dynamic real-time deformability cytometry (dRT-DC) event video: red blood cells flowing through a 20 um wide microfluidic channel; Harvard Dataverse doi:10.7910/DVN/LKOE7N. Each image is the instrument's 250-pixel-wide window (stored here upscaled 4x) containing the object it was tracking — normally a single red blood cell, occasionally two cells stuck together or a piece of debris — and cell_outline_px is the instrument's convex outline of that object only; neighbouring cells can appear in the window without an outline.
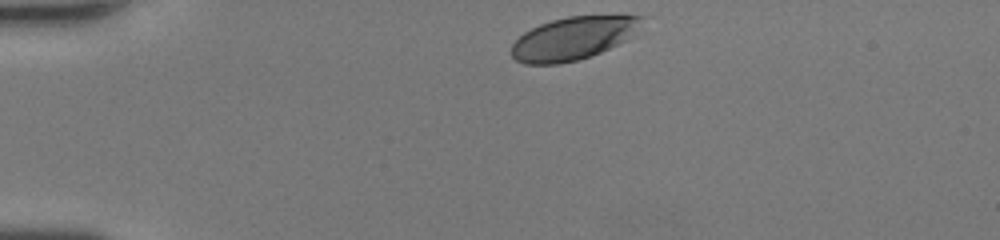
{"species": "human", "species_latin": "Homo sapiens", "temperature_condition": "room temperature", "stored_images_in_passage": 31, "camera_frame_rate_fps": 3000, "um_per_image_px": 0.085, "donor": {"sex": "female"}, "frame": {"image": 1, "passage_image": 1, "time_ms": 0.0, "image_size_px": [1000, 240], "cell_outline_px": [[644, 32], [592, 56], [560, 64], [524, 64], [516, 60], [512, 56], [512, 44], [524, 32], [540, 24], [552, 20], [568, 16], [620, 12], [644, 16]], "centroid_in_image_um": [48.91, 3.19], "position_along_channel_um": 36.1, "area_um2": 34.1}}
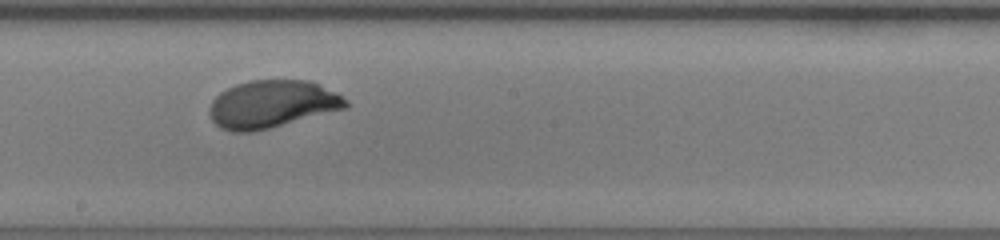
{"frame": {"image": 2, "passage_image": 18, "time_ms": 5.667, "image_size_px": [1000, 240], "cell_outline_px": [[348, 108], [252, 132], [232, 132], [220, 128], [212, 120], [208, 112], [208, 108], [212, 100], [220, 92], [236, 84], [248, 80], [308, 80], [336, 92], [348, 100]], "centroid_in_image_um": [23.1, 8.85], "position_along_channel_um": 225.1, "area_um2": 37.86}}
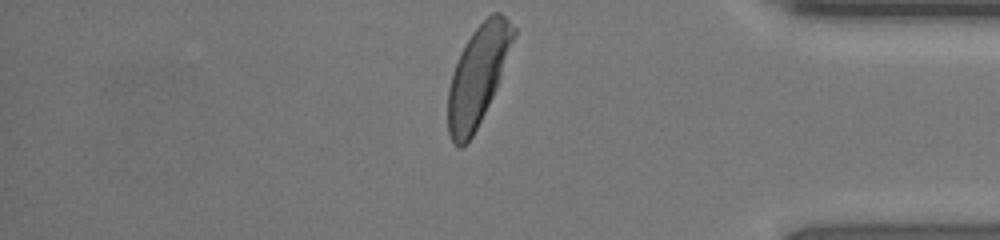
{"frame": {"image": 3, "passage_image": 31, "time_ms": 10.0, "image_size_px": [1000, 240], "cell_outline_px": [[516, 32], [496, 88], [472, 136], [460, 148], [456, 148], [448, 132], [448, 88], [452, 72], [460, 52], [472, 32], [492, 12], [500, 12], [516, 28]], "centroid_in_image_um": [40.59, 6.41], "position_along_channel_um": 394.6, "area_um2": 37.05}, "authors_computed_cell_mechanics": {"area_um2": 37.1654, "velocity_mm_per_s": 4.3832, "shape_relaxation_time_tau1_ms": 2.1879, "shape_relaxation_time_tau2_ms": null, "deformation_change_tau1": 0.1401, "deformation_change_tau2": null}}